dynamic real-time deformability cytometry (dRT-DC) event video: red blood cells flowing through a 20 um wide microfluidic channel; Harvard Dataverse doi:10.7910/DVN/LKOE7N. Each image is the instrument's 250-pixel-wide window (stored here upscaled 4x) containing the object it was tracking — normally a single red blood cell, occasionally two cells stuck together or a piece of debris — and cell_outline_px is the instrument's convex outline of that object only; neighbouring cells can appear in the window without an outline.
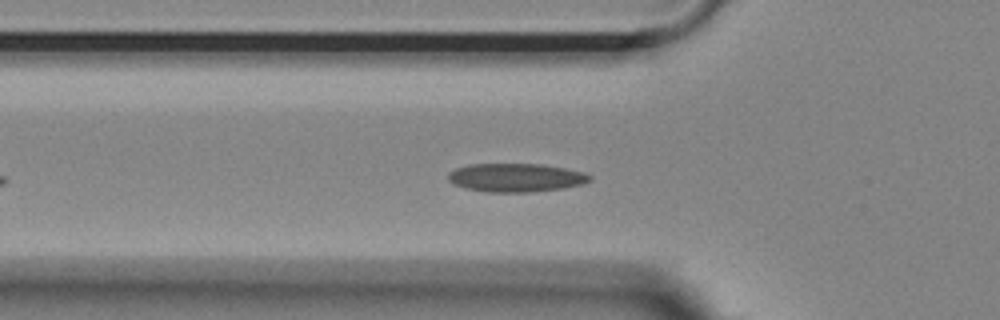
{"species": "Egyptian fruit bat (a non-hibernating species)", "species_latin": "Rousettus aegyptiacus", "temperature_condition": "room temperature", "stored_images_in_passage": 39, "camera_frame_rate_fps": 3000, "um_per_image_px": 0.085, "animal": {"sex": "female"}, "frame": {"image": 1, "passage_image": 6, "time_ms": 1.667, "image_size_px": [1000, 320], "cell_outline_px": [[592, 180], [580, 184], [564, 188], [532, 192], [484, 192], [464, 188], [452, 184], [448, 180], [448, 172], [456, 168], [468, 164], [540, 164], [564, 168], [584, 172], [592, 176]], "centroid_in_image_um": [43.81, 15.1], "position_along_channel_um": 82.0, "area_um2": 23.7}}
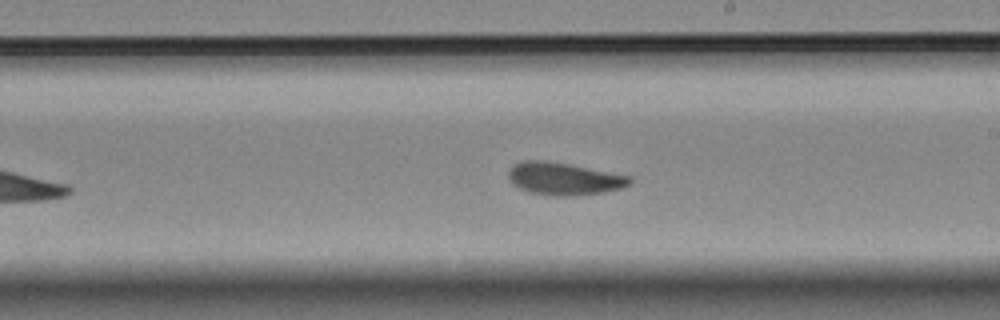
{"frame": {"image": 2, "passage_image": 19, "time_ms": 6.0, "image_size_px": [1000, 320], "cell_outline_px": [[632, 184], [620, 188], [604, 192], [568, 196], [552, 196], [528, 192], [512, 184], [508, 176], [508, 172], [516, 164], [524, 160], [544, 160], [568, 164], [632, 176]], "centroid_in_image_um": [47.95, 15.2], "position_along_channel_um": 241.1, "area_um2": 22.89}}
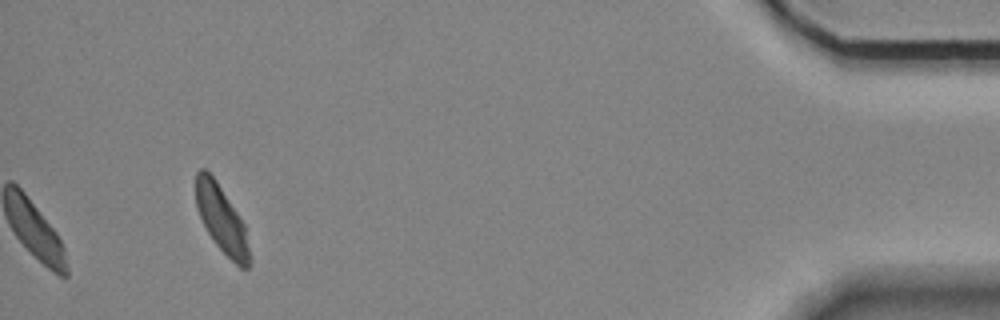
{"frame": {"image": 3, "passage_image": 39, "time_ms": 12.667, "image_size_px": [1000, 320], "cell_outline_px": [[248, 268], [240, 268], [216, 244], [208, 232], [196, 208], [196, 172], [200, 168], [204, 168], [216, 180], [240, 216], [244, 224], [248, 248]], "centroid_in_image_um": [18.8, 18.58], "position_along_channel_um": 416.4, "area_um2": 20.35}, "authors_computed_cell_mechanics": {"area_um2": 22.7154, "velocity_mm_per_s": 3.6505, "shape_relaxation_time_tau1_ms": 4.8329, "shape_relaxation_time_tau2_ms": 1.8002, "deformation_change_tau1": 0.1213, "deformation_change_tau2": 0.0605}}